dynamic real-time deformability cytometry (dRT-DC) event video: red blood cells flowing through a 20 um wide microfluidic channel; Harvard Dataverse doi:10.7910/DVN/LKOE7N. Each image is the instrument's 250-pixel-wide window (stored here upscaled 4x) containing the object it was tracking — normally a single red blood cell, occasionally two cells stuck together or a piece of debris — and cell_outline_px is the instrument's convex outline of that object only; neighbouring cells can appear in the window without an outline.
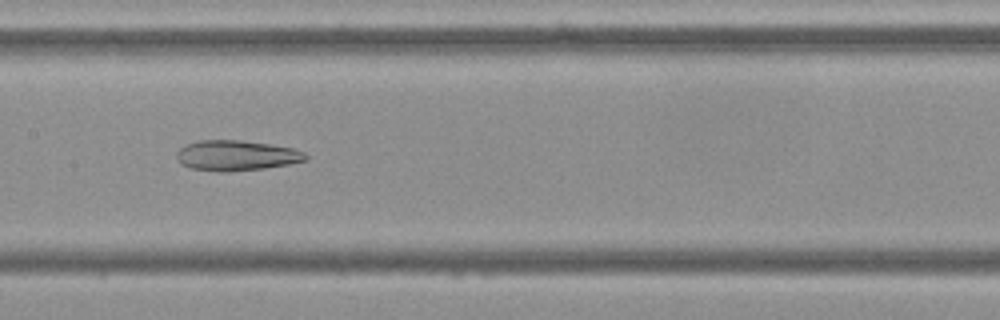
{"species": "Egyptian fruit bat (a non-hibernating species)", "species_latin": "Rousettus aegyptiacus", "temperature_condition": "cold", "stored_images_in_passage": 55, "camera_frame_rate_fps": 3000, "um_per_image_px": 0.085, "frame": {"image": 1, "passage_image": 27, "time_ms": 8.667, "image_size_px": [1000, 320], "cell_outline_px": [[308, 160], [288, 164], [264, 168], [228, 172], [220, 172], [192, 168], [180, 164], [176, 156], [176, 152], [180, 148], [196, 140], [240, 140], [268, 144], [292, 148], [304, 152], [308, 156]], "centroid_in_image_um": [20.07, 13.22], "position_along_channel_um": 187.3, "area_um2": 22.77}}
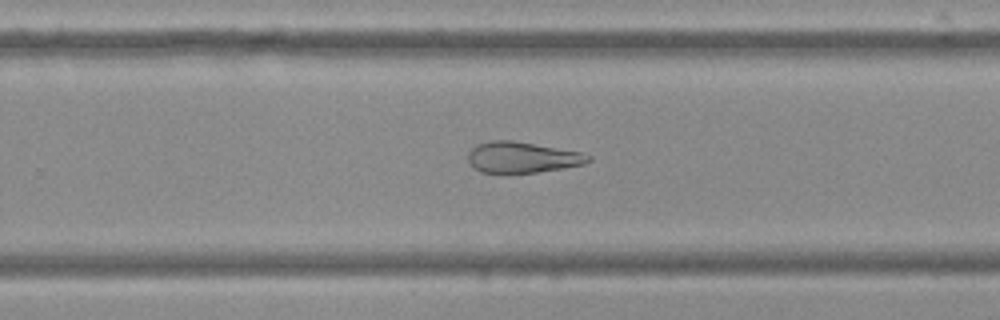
{"frame": {"image": 2, "passage_image": 35, "time_ms": 11.333, "image_size_px": [1000, 320], "cell_outline_px": [[592, 160], [584, 164], [536, 172], [480, 172], [468, 160], [468, 152], [476, 144], [492, 140], [512, 140], [580, 152], [592, 156]], "centroid_in_image_um": [44.39, 13.36], "position_along_channel_um": 285.4, "area_um2": 21.33}}
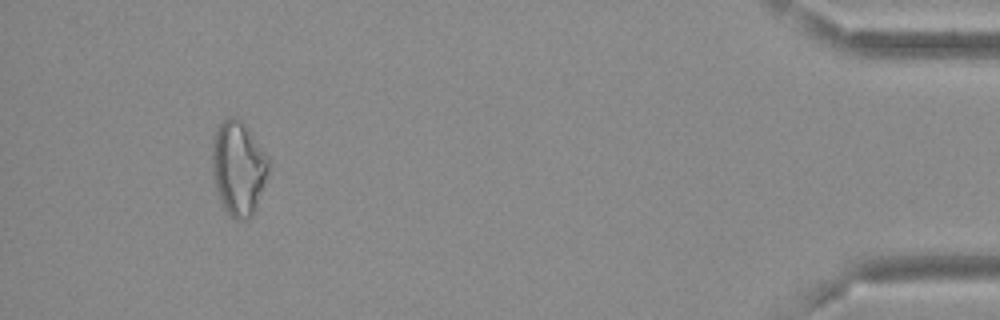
{"frame": {"image": 3, "passage_image": 51, "time_ms": 16.667, "image_size_px": [1000, 320], "cell_outline_px": [[268, 172], [264, 184], [252, 216], [248, 220], [236, 220], [228, 216], [216, 192], [212, 176], [212, 144], [216, 132], [220, 124], [228, 116], [236, 116], [248, 128], [268, 156]], "centroid_in_image_um": [20.24, 14.31], "position_along_channel_um": 415.0, "area_um2": 31.04}, "authors_computed_cell_mechanics": {"area_um2": 27.5128, "velocity_mm_per_s": 3.6922, "shape_relaxation_time_tau1_ms": null, "shape_relaxation_time_tau2_ms": 11.2316, "deformation_change_tau1": null, "deformation_change_tau2": 0.2616}}